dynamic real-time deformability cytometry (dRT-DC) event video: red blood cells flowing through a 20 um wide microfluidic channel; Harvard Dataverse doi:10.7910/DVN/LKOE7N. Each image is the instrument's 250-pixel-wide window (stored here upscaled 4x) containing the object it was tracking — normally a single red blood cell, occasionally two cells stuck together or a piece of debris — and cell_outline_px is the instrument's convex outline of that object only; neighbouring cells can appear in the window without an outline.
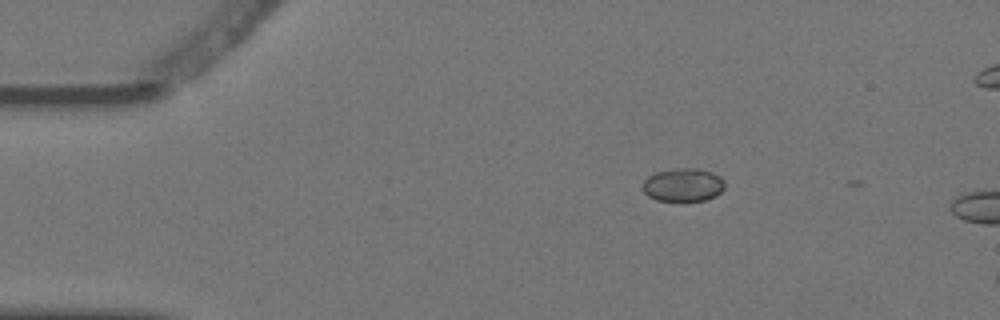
{"species": "Egyptian fruit bat (a non-hibernating species)", "species_latin": "Rousettus aegyptiacus", "temperature_condition": "warm", "stored_images_in_passage": 3, "camera_frame_rate_fps": 3000, "um_per_image_px": 0.085, "animal": {"sex": "female"}, "frame": {"image": 1, "passage_image": 1, "time_ms": 0.0, "image_size_px": [1000, 320], "cell_outline_px": [[724, 188], [716, 196], [704, 200], [656, 200], [648, 196], [644, 192], [644, 180], [648, 176], [656, 172], [676, 168], [696, 168], [712, 172], [720, 176], [724, 180]], "centroid_in_image_um": [58.08, 15.7], "position_along_channel_um": 26.9, "area_um2": 15.78}}